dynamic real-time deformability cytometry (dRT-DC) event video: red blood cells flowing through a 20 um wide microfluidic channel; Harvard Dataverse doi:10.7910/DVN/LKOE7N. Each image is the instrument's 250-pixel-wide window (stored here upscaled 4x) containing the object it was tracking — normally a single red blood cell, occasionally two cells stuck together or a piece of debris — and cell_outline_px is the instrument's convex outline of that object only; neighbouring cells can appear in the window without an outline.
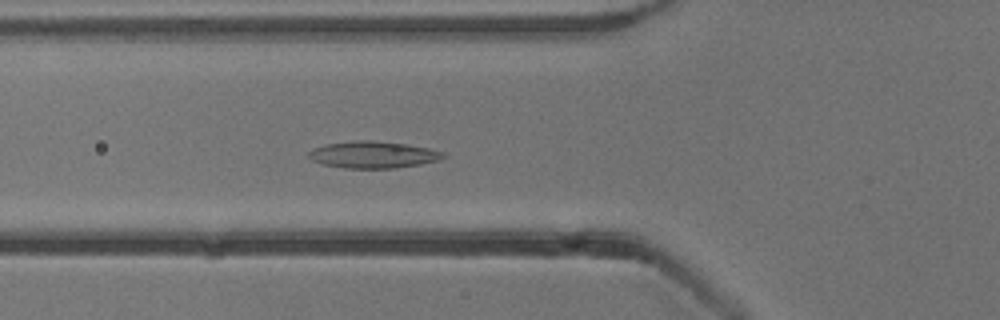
{"species": "common noctule bat (a hibernating species)", "species_latin": "Nyctalus noctula", "temperature_condition": "cold", "stored_images_in_passage": 53, "camera_frame_rate_fps": 3000, "um_per_image_px": 0.085, "animal": {"sex": "male", "body_mass_g": 13.3}, "frame": {"image": 1, "passage_image": 19, "time_ms": 6.0, "image_size_px": [1000, 320], "cell_outline_px": [[448, 156], [436, 160], [420, 164], [392, 168], [344, 168], [320, 164], [312, 160], [308, 156], [308, 152], [312, 148], [328, 144], [356, 140], [372, 140], [404, 144], [428, 148], [444, 152]], "centroid_in_image_um": [31.68, 13.15], "position_along_channel_um": 94.1, "area_um2": 20.92}}
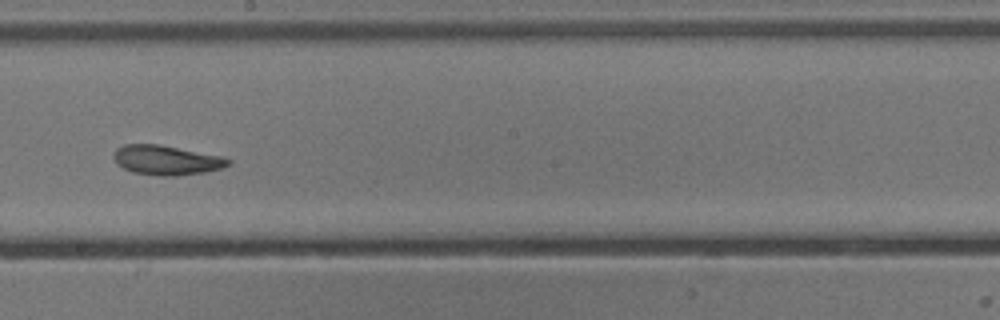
{"frame": {"image": 2, "passage_image": 30, "time_ms": 9.667, "image_size_px": [1000, 320], "cell_outline_px": [[232, 164], [220, 168], [204, 172], [176, 176], [160, 176], [132, 172], [116, 164], [112, 156], [116, 148], [124, 144], [156, 144], [224, 156], [232, 160]], "centroid_in_image_um": [14.14, 13.61], "position_along_channel_um": 234.1, "area_um2": 19.88}}
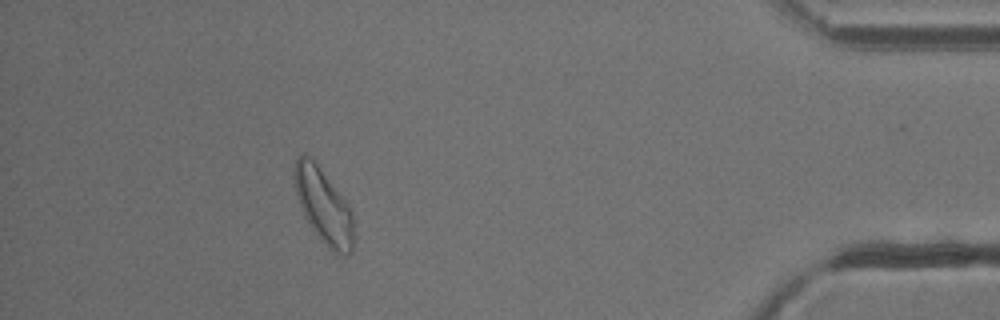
{"frame": {"image": 3, "passage_image": 48, "time_ms": 15.667, "image_size_px": [1000, 320], "cell_outline_px": [[352, 252], [348, 256], [336, 256], [312, 228], [304, 216], [296, 192], [296, 160], [300, 156], [308, 156], [316, 164], [340, 196], [348, 208], [352, 216]], "centroid_in_image_um": [27.52, 17.63], "position_along_channel_um": 407.7, "area_um2": 24.28}, "authors_computed_cell_mechanics": {"area_um2": 21.5594, "velocity_mm_per_s": 3.8114, "shape_relaxation_time_tau1_ms": 10.3144, "shape_relaxation_time_tau2_ms": 2.1083, "deformation_change_tau1": 0.2197, "deformation_change_tau2": 0.0868}}